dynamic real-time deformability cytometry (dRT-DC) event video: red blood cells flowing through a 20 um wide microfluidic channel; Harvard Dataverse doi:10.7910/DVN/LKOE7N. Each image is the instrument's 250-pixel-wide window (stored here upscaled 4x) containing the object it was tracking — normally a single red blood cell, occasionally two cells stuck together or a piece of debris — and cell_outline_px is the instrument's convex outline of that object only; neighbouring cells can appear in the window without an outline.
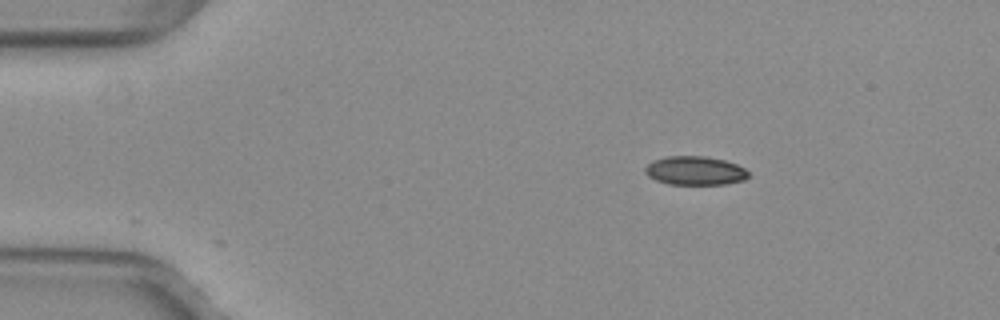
{"species": "common noctule bat (a hibernating species)", "species_latin": "Nyctalus noctula", "temperature_condition": "warm", "stored_images_in_passage": 13, "camera_frame_rate_fps": 3000, "um_per_image_px": 0.085, "animal": {"sex": "female", "body_mass_g": 29.2, "forearm_length_mm": 56.3}, "frame": {"image": 1, "passage_image": 1, "time_ms": 0.0, "image_size_px": [1000, 320], "cell_outline_px": [[748, 176], [744, 180], [724, 184], [668, 184], [656, 180], [648, 176], [644, 172], [644, 168], [652, 160], [668, 156], [704, 156], [724, 160], [736, 164], [744, 168], [748, 172]], "centroid_in_image_um": [59.05, 14.5], "position_along_channel_um": 26.0, "area_um2": 17.28}}
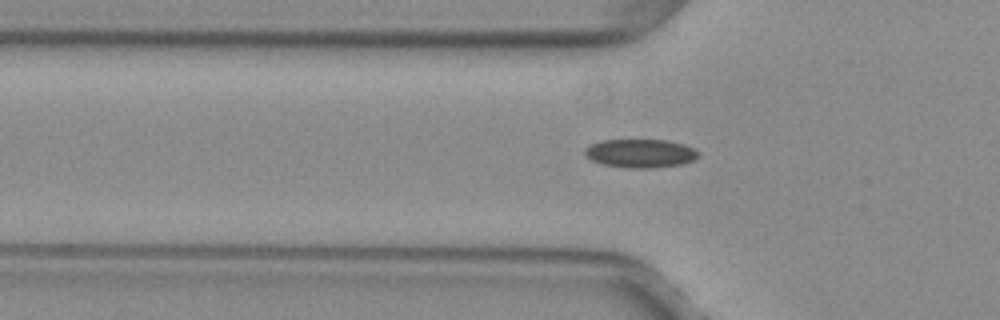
{"frame": {"image": 2, "passage_image": 10, "time_ms": 3.0, "image_size_px": [1000, 320], "cell_outline_px": [[700, 152], [692, 160], [684, 164], [652, 168], [632, 168], [600, 164], [584, 156], [584, 148], [600, 140], [668, 140], [684, 144]], "centroid_in_image_um": [54.4, 13.03], "position_along_channel_um": 71.4, "area_um2": 18.96}}